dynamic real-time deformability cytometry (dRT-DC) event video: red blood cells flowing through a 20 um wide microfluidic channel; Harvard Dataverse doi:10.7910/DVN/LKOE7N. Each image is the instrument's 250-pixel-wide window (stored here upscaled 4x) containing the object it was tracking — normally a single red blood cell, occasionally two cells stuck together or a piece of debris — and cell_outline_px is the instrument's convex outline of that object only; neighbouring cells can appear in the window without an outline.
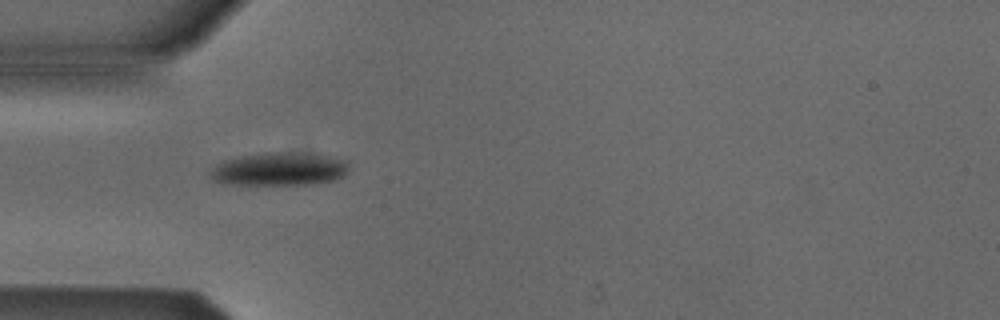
{"species": "Egyptian fruit bat (a non-hibernating species)", "species_latin": "Rousettus aegyptiacus", "temperature_condition": "cold", "stored_images_in_passage": 3, "camera_frame_rate_fps": 3000, "um_per_image_px": 0.085, "animal": {"sex": "male"}, "frame": {"image": 1, "passage_image": 2, "time_ms": 1.333, "image_size_px": [1000, 320], "cell_outline_px": [[348, 164], [344, 176], [336, 180], [312, 184], [220, 184], [212, 180], [208, 172], [220, 160], [240, 156], [264, 152], [280, 152], [328, 156], [348, 160]], "centroid_in_image_um": [23.67, 14.38], "position_along_channel_um": 61.3, "area_um2": 26.93}}
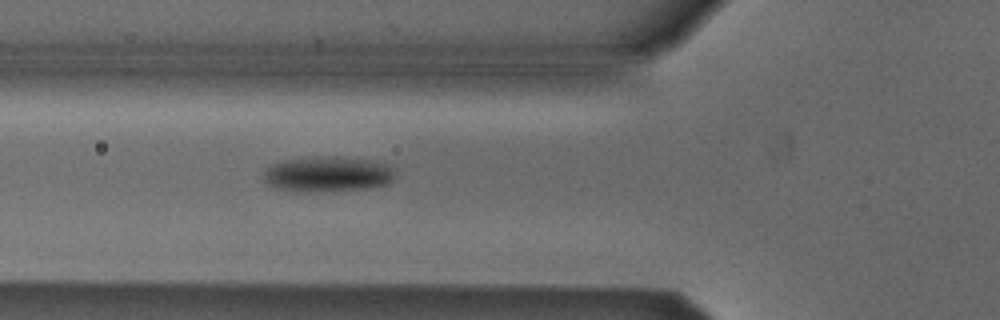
{"frame": {"image": 2, "passage_image": 3, "time_ms": 2.333, "image_size_px": [1000, 320], "cell_outline_px": [[392, 180], [388, 184], [368, 188], [296, 192], [276, 188], [268, 184], [264, 180], [264, 172], [272, 164], [284, 160], [324, 156], [336, 156], [368, 160], [388, 164], [392, 168]], "centroid_in_image_um": [27.82, 14.8], "position_along_channel_um": 98.0, "area_um2": 26.76}}